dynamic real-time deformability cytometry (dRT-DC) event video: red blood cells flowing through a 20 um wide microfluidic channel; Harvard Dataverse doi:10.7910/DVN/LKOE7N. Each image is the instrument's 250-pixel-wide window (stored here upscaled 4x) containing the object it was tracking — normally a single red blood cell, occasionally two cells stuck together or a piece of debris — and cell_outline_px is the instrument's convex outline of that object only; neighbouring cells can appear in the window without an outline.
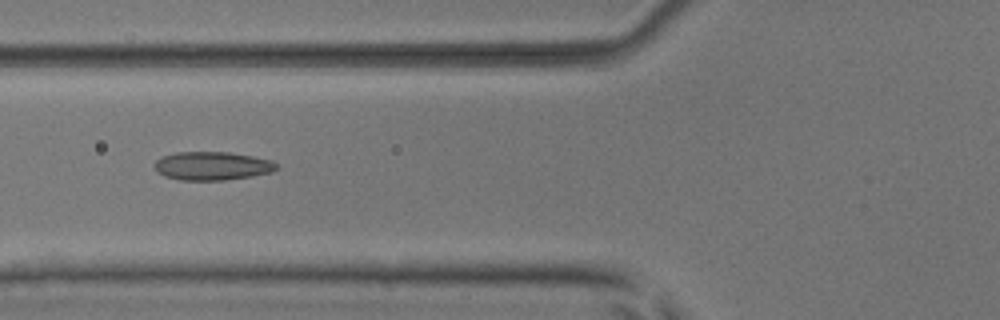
{"species": "common noctule bat (a hibernating species)", "species_latin": "Nyctalus noctula", "temperature_condition": "room temperature", "stored_images_in_passage": 6, "camera_frame_rate_fps": 3000, "um_per_image_px": 0.085, "animal": {"sex": "male", "body_mass_g": 17.9, "forearm_length_mm": 54.2}, "frame": {"image": 1, "passage_image": 6, "time_ms": 5.667, "image_size_px": [1000, 320], "cell_outline_px": [[280, 168], [272, 172], [252, 176], [224, 180], [180, 180], [164, 176], [156, 172], [152, 164], [160, 156], [176, 152], [228, 152], [252, 156], [272, 160]], "centroid_in_image_um": [18.0, 14.1], "position_along_channel_um": 107.8, "area_um2": 20.52}}